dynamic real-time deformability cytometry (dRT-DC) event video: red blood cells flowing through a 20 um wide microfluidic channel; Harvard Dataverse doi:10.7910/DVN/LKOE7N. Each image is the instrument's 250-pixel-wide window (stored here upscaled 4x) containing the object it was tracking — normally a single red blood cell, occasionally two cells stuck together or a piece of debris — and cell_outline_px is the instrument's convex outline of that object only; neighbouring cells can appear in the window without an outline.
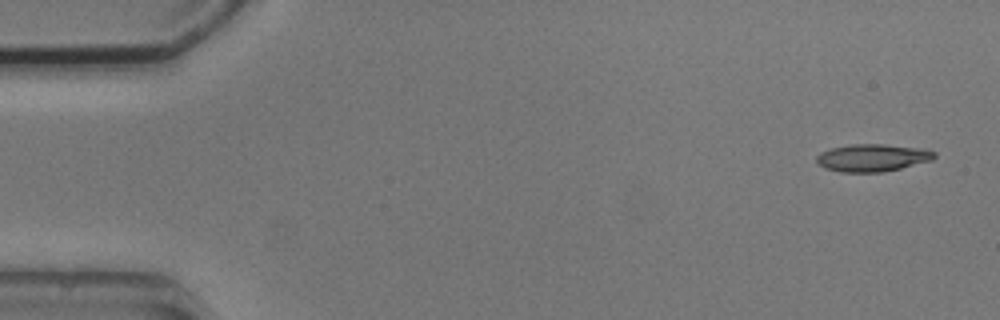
{"species": "common noctule bat (a hibernating species)", "species_latin": "Nyctalus noctula", "temperature_condition": "cold", "stored_images_in_passage": 6, "camera_frame_rate_fps": 3000, "um_per_image_px": 0.085, "animal": {"sex": "male", "body_mass_g": 20.5, "forearm_length_mm": 52.5}, "frame": {"image": 1, "passage_image": 1, "time_ms": 0.0, "image_size_px": [1000, 320], "cell_outline_px": [[936, 156], [932, 160], [884, 172], [840, 172], [824, 168], [816, 160], [816, 156], [820, 152], [832, 148], [852, 144], [884, 144], [920, 148], [936, 152]], "centroid_in_image_um": [74.15, 13.41], "position_along_channel_um": 10.9, "area_um2": 18.79}}
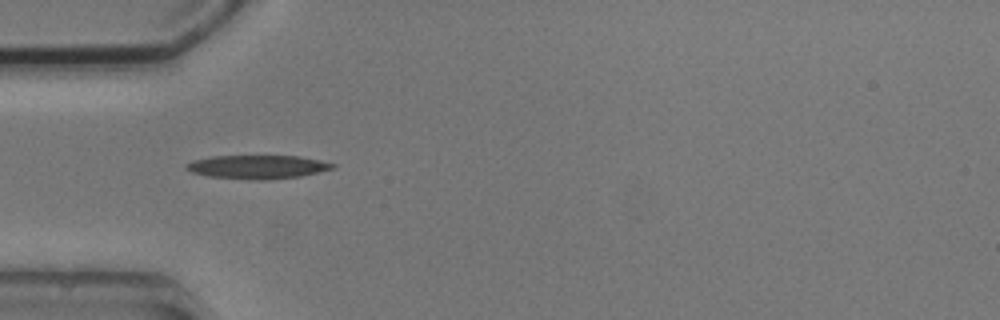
{"frame": {"image": 2, "passage_image": 5, "time_ms": 4.667, "image_size_px": [1000, 320], "cell_outline_px": [[336, 168], [300, 176], [264, 180], [256, 180], [208, 176], [192, 172], [184, 168], [184, 164], [192, 160], [212, 156], [300, 156], [320, 160], [336, 164]], "centroid_in_image_um": [21.88, 14.18], "position_along_channel_um": 63.1, "area_um2": 20.17}}